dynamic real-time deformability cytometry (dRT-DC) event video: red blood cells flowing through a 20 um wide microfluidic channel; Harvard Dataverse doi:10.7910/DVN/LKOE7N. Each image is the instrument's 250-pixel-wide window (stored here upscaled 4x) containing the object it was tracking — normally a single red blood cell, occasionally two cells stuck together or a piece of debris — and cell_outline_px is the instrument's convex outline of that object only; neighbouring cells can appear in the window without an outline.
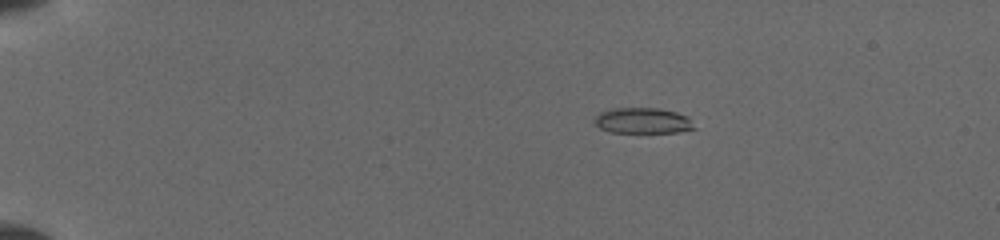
{"species": "common noctule bat (a hibernating species)", "species_latin": "Nyctalus noctula", "temperature_condition": "cold", "stored_images_in_passage": 23, "camera_frame_rate_fps": 3000, "um_per_image_px": 0.085, "animal": {"sex": "female", "body_mass_g": 19.5, "forearm_length_mm": 54.1}, "frame": {"image": 1, "passage_image": 6, "time_ms": 3.333, "image_size_px": [1000, 240], "cell_outline_px": [[696, 128], [676, 132], [612, 132], [600, 128], [596, 124], [596, 116], [600, 112], [616, 108], [660, 108], [676, 112], [688, 116]], "centroid_in_image_um": [54.67, 10.25], "position_along_channel_um": 30.3, "area_um2": 14.74}}
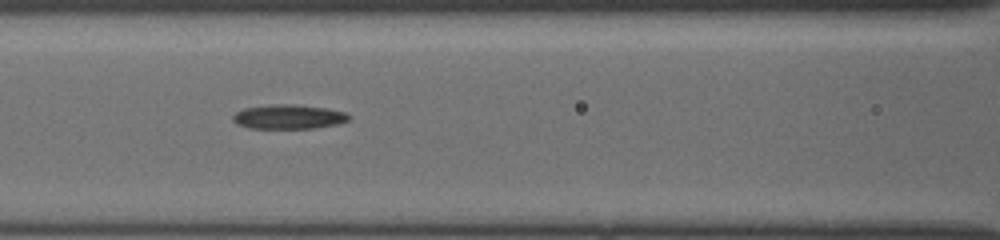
{"frame": {"image": 2, "passage_image": 16, "time_ms": 8.333, "image_size_px": [1000, 240], "cell_outline_px": [[352, 116], [348, 120], [336, 124], [312, 128], [248, 128], [236, 124], [232, 120], [232, 116], [236, 112], [244, 108], [272, 104], [292, 104], [324, 108], [344, 112]], "centroid_in_image_um": [24.48, 9.92], "position_along_channel_um": 142.1, "area_um2": 16.36}}
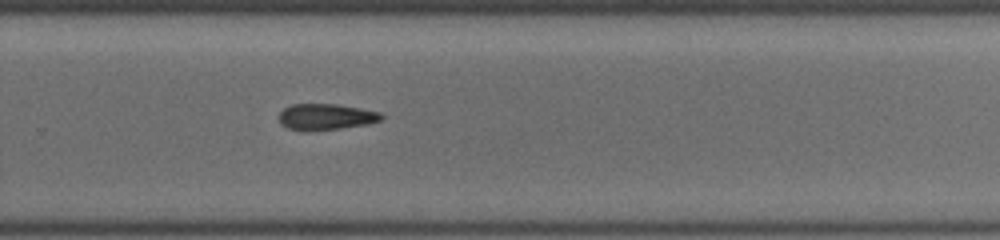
{"frame": {"image": 3, "passage_image": 23, "time_ms": 12.333, "image_size_px": [1000, 240], "cell_outline_px": [[384, 116], [380, 120], [368, 124], [340, 128], [288, 128], [280, 124], [280, 112], [284, 108], [292, 104], [336, 104], [360, 108], [380, 112]], "centroid_in_image_um": [27.75, 9.88], "position_along_channel_um": 302.1, "area_um2": 14.91}}